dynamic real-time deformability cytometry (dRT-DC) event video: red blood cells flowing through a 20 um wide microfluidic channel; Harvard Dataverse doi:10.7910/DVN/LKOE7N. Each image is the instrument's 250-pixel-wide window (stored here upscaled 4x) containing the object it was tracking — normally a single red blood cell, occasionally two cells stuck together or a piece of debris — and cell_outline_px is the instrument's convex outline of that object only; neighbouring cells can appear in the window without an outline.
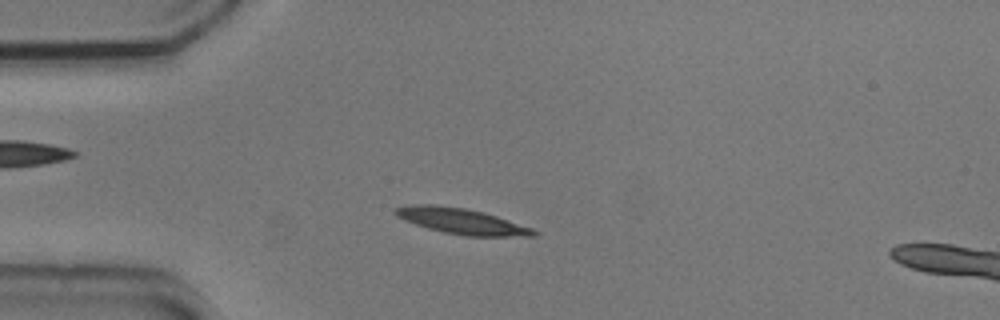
{"species": "common noctule bat (a hibernating species)", "species_latin": "Nyctalus noctula", "temperature_condition": "cold", "stored_images_in_passage": 53, "segment_of_instrument_passage": [1, 2], "camera_frame_rate_fps": 3000, "um_per_image_px": 0.085, "animal": {"sex": "male", "body_mass_g": 20.5, "forearm_length_mm": 52.5}, "frame": {"image": 1, "passage_image": 11, "time_ms": 3.333, "image_size_px": [1000, 320], "cell_outline_px": [[540, 232], [536, 236], [468, 236], [444, 232], [428, 228], [404, 220], [396, 216], [392, 212], [392, 208], [412, 204], [432, 204], [464, 208], [484, 212], [532, 228]], "centroid_in_image_um": [39.2, 18.79], "position_along_channel_um": 45.8, "area_um2": 20.69}}
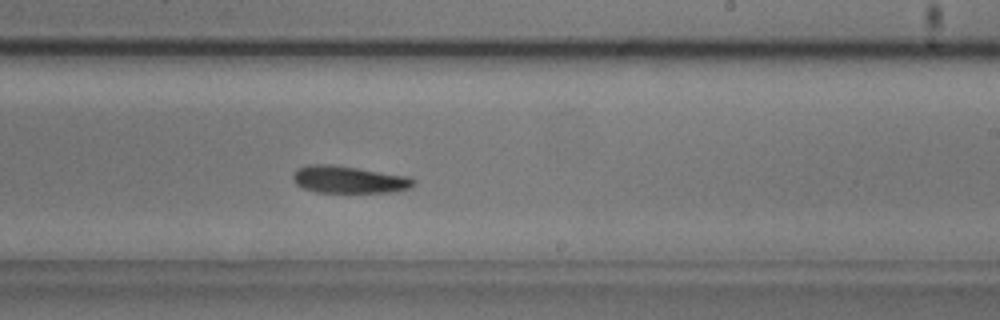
{"frame": {"image": 2, "passage_image": 30, "time_ms": 9.667, "image_size_px": [1000, 320], "cell_outline_px": [[416, 184], [408, 188], [396, 192], [316, 192], [304, 188], [296, 184], [292, 180], [292, 176], [296, 168], [308, 164], [332, 164], [408, 176], [416, 180]], "centroid_in_image_um": [29.64, 15.26], "position_along_channel_um": 259.4, "area_um2": 19.25}}
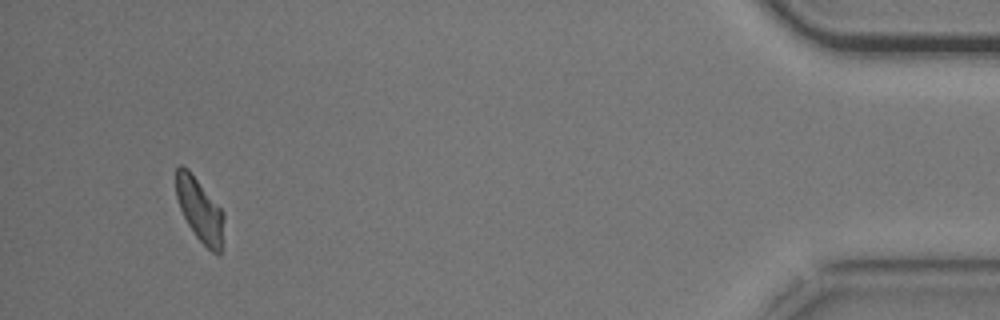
{"frame": {"image": 3, "passage_image": 49, "time_ms": 16.0, "image_size_px": [1000, 320], "cell_outline_px": [[224, 216], [220, 256], [216, 256], [196, 236], [188, 224], [180, 208], [176, 196], [176, 168], [180, 164], [188, 168], [224, 212]], "centroid_in_image_um": [16.98, 17.83], "position_along_channel_um": 418.2, "area_um2": 17.57}}